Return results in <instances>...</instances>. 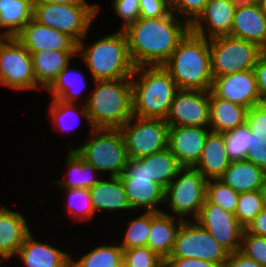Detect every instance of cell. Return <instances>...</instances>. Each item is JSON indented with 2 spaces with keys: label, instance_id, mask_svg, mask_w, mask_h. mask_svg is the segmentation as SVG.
I'll return each instance as SVG.
<instances>
[{
  "label": "cell",
  "instance_id": "cell-1",
  "mask_svg": "<svg viewBox=\"0 0 266 267\" xmlns=\"http://www.w3.org/2000/svg\"><path fill=\"white\" fill-rule=\"evenodd\" d=\"M171 11L157 19L138 18L123 31L128 40L132 63L137 66H163L181 40L191 30L186 21L181 23Z\"/></svg>",
  "mask_w": 266,
  "mask_h": 267
},
{
  "label": "cell",
  "instance_id": "cell-2",
  "mask_svg": "<svg viewBox=\"0 0 266 267\" xmlns=\"http://www.w3.org/2000/svg\"><path fill=\"white\" fill-rule=\"evenodd\" d=\"M96 89L87 98L81 115L92 128L120 129L133 116L131 78L95 80Z\"/></svg>",
  "mask_w": 266,
  "mask_h": 267
},
{
  "label": "cell",
  "instance_id": "cell-3",
  "mask_svg": "<svg viewBox=\"0 0 266 267\" xmlns=\"http://www.w3.org/2000/svg\"><path fill=\"white\" fill-rule=\"evenodd\" d=\"M163 67L179 89L210 91L213 75L208 38L190 30Z\"/></svg>",
  "mask_w": 266,
  "mask_h": 267
},
{
  "label": "cell",
  "instance_id": "cell-4",
  "mask_svg": "<svg viewBox=\"0 0 266 267\" xmlns=\"http://www.w3.org/2000/svg\"><path fill=\"white\" fill-rule=\"evenodd\" d=\"M145 68L135 67L131 76L133 116L165 120L179 87L163 66ZM136 74L138 82L133 80Z\"/></svg>",
  "mask_w": 266,
  "mask_h": 267
},
{
  "label": "cell",
  "instance_id": "cell-5",
  "mask_svg": "<svg viewBox=\"0 0 266 267\" xmlns=\"http://www.w3.org/2000/svg\"><path fill=\"white\" fill-rule=\"evenodd\" d=\"M77 52L87 63L94 80L131 78L135 69L128 51V40L122 29L102 37L87 48L82 41L79 42Z\"/></svg>",
  "mask_w": 266,
  "mask_h": 267
},
{
  "label": "cell",
  "instance_id": "cell-6",
  "mask_svg": "<svg viewBox=\"0 0 266 267\" xmlns=\"http://www.w3.org/2000/svg\"><path fill=\"white\" fill-rule=\"evenodd\" d=\"M91 140L74 149L97 171H109L110 177H119L127 164L126 145L120 129L92 128Z\"/></svg>",
  "mask_w": 266,
  "mask_h": 267
},
{
  "label": "cell",
  "instance_id": "cell-7",
  "mask_svg": "<svg viewBox=\"0 0 266 267\" xmlns=\"http://www.w3.org/2000/svg\"><path fill=\"white\" fill-rule=\"evenodd\" d=\"M98 5L33 3V19L67 34L77 44L86 37Z\"/></svg>",
  "mask_w": 266,
  "mask_h": 267
},
{
  "label": "cell",
  "instance_id": "cell-8",
  "mask_svg": "<svg viewBox=\"0 0 266 267\" xmlns=\"http://www.w3.org/2000/svg\"><path fill=\"white\" fill-rule=\"evenodd\" d=\"M213 77L253 69L264 52L256 43L232 36H219L209 40Z\"/></svg>",
  "mask_w": 266,
  "mask_h": 267
},
{
  "label": "cell",
  "instance_id": "cell-9",
  "mask_svg": "<svg viewBox=\"0 0 266 267\" xmlns=\"http://www.w3.org/2000/svg\"><path fill=\"white\" fill-rule=\"evenodd\" d=\"M228 255L229 252L198 222L187 220L181 223L168 258L200 259L221 267Z\"/></svg>",
  "mask_w": 266,
  "mask_h": 267
},
{
  "label": "cell",
  "instance_id": "cell-10",
  "mask_svg": "<svg viewBox=\"0 0 266 267\" xmlns=\"http://www.w3.org/2000/svg\"><path fill=\"white\" fill-rule=\"evenodd\" d=\"M132 120L135 122L134 125ZM120 131L128 159H139L168 147L169 125L164 119L132 116Z\"/></svg>",
  "mask_w": 266,
  "mask_h": 267
},
{
  "label": "cell",
  "instance_id": "cell-11",
  "mask_svg": "<svg viewBox=\"0 0 266 267\" xmlns=\"http://www.w3.org/2000/svg\"><path fill=\"white\" fill-rule=\"evenodd\" d=\"M206 183L207 180L197 169L182 167L165 188L164 203L170 200L173 213L178 216L193 213L196 219L205 201Z\"/></svg>",
  "mask_w": 266,
  "mask_h": 267
},
{
  "label": "cell",
  "instance_id": "cell-12",
  "mask_svg": "<svg viewBox=\"0 0 266 267\" xmlns=\"http://www.w3.org/2000/svg\"><path fill=\"white\" fill-rule=\"evenodd\" d=\"M0 84L13 89H37L30 52L15 38L0 40Z\"/></svg>",
  "mask_w": 266,
  "mask_h": 267
},
{
  "label": "cell",
  "instance_id": "cell-13",
  "mask_svg": "<svg viewBox=\"0 0 266 267\" xmlns=\"http://www.w3.org/2000/svg\"><path fill=\"white\" fill-rule=\"evenodd\" d=\"M132 209L145 207L146 212H161L156 206L164 202L165 189L146 174V165L139 159H128L119 176Z\"/></svg>",
  "mask_w": 266,
  "mask_h": 267
},
{
  "label": "cell",
  "instance_id": "cell-14",
  "mask_svg": "<svg viewBox=\"0 0 266 267\" xmlns=\"http://www.w3.org/2000/svg\"><path fill=\"white\" fill-rule=\"evenodd\" d=\"M210 91L179 89L165 119L169 126L209 127Z\"/></svg>",
  "mask_w": 266,
  "mask_h": 267
},
{
  "label": "cell",
  "instance_id": "cell-15",
  "mask_svg": "<svg viewBox=\"0 0 266 267\" xmlns=\"http://www.w3.org/2000/svg\"><path fill=\"white\" fill-rule=\"evenodd\" d=\"M229 253L240 251L241 236L244 228L235 214L225 211L206 199L195 219Z\"/></svg>",
  "mask_w": 266,
  "mask_h": 267
},
{
  "label": "cell",
  "instance_id": "cell-16",
  "mask_svg": "<svg viewBox=\"0 0 266 267\" xmlns=\"http://www.w3.org/2000/svg\"><path fill=\"white\" fill-rule=\"evenodd\" d=\"M211 91L222 99L246 107L260 104V95L253 69L213 77Z\"/></svg>",
  "mask_w": 266,
  "mask_h": 267
},
{
  "label": "cell",
  "instance_id": "cell-17",
  "mask_svg": "<svg viewBox=\"0 0 266 267\" xmlns=\"http://www.w3.org/2000/svg\"><path fill=\"white\" fill-rule=\"evenodd\" d=\"M208 133L205 127L169 126L168 148L182 167L197 164Z\"/></svg>",
  "mask_w": 266,
  "mask_h": 267
},
{
  "label": "cell",
  "instance_id": "cell-18",
  "mask_svg": "<svg viewBox=\"0 0 266 267\" xmlns=\"http://www.w3.org/2000/svg\"><path fill=\"white\" fill-rule=\"evenodd\" d=\"M15 38L29 52L77 50V43L67 34L40 24L33 18Z\"/></svg>",
  "mask_w": 266,
  "mask_h": 267
},
{
  "label": "cell",
  "instance_id": "cell-19",
  "mask_svg": "<svg viewBox=\"0 0 266 267\" xmlns=\"http://www.w3.org/2000/svg\"><path fill=\"white\" fill-rule=\"evenodd\" d=\"M237 3V0H209L203 12L190 25L191 31L207 38L202 25L205 21L208 23L209 39L230 35Z\"/></svg>",
  "mask_w": 266,
  "mask_h": 267
},
{
  "label": "cell",
  "instance_id": "cell-20",
  "mask_svg": "<svg viewBox=\"0 0 266 267\" xmlns=\"http://www.w3.org/2000/svg\"><path fill=\"white\" fill-rule=\"evenodd\" d=\"M266 51V13L260 5L237 3L230 35Z\"/></svg>",
  "mask_w": 266,
  "mask_h": 267
},
{
  "label": "cell",
  "instance_id": "cell-21",
  "mask_svg": "<svg viewBox=\"0 0 266 267\" xmlns=\"http://www.w3.org/2000/svg\"><path fill=\"white\" fill-rule=\"evenodd\" d=\"M231 163L228 158L223 133L209 130L202 154L194 166L206 180L219 179ZM208 177V178H207Z\"/></svg>",
  "mask_w": 266,
  "mask_h": 267
},
{
  "label": "cell",
  "instance_id": "cell-22",
  "mask_svg": "<svg viewBox=\"0 0 266 267\" xmlns=\"http://www.w3.org/2000/svg\"><path fill=\"white\" fill-rule=\"evenodd\" d=\"M26 220L18 212L0 208V256L9 259L16 255L30 233Z\"/></svg>",
  "mask_w": 266,
  "mask_h": 267
},
{
  "label": "cell",
  "instance_id": "cell-23",
  "mask_svg": "<svg viewBox=\"0 0 266 267\" xmlns=\"http://www.w3.org/2000/svg\"><path fill=\"white\" fill-rule=\"evenodd\" d=\"M183 218H180L178 227L175 218L161 212H150V233L147 246L160 258L165 260L173 250L176 234L180 228Z\"/></svg>",
  "mask_w": 266,
  "mask_h": 267
},
{
  "label": "cell",
  "instance_id": "cell-24",
  "mask_svg": "<svg viewBox=\"0 0 266 267\" xmlns=\"http://www.w3.org/2000/svg\"><path fill=\"white\" fill-rule=\"evenodd\" d=\"M26 267H70V255L48 244L37 242L31 232L17 252Z\"/></svg>",
  "mask_w": 266,
  "mask_h": 267
},
{
  "label": "cell",
  "instance_id": "cell-25",
  "mask_svg": "<svg viewBox=\"0 0 266 267\" xmlns=\"http://www.w3.org/2000/svg\"><path fill=\"white\" fill-rule=\"evenodd\" d=\"M36 85L47 89L69 64L77 50H46L30 52Z\"/></svg>",
  "mask_w": 266,
  "mask_h": 267
},
{
  "label": "cell",
  "instance_id": "cell-26",
  "mask_svg": "<svg viewBox=\"0 0 266 267\" xmlns=\"http://www.w3.org/2000/svg\"><path fill=\"white\" fill-rule=\"evenodd\" d=\"M209 110L210 131L216 133H224L244 125L248 111L242 105L217 97L211 90Z\"/></svg>",
  "mask_w": 266,
  "mask_h": 267
},
{
  "label": "cell",
  "instance_id": "cell-27",
  "mask_svg": "<svg viewBox=\"0 0 266 267\" xmlns=\"http://www.w3.org/2000/svg\"><path fill=\"white\" fill-rule=\"evenodd\" d=\"M263 173V169L247 160L232 161L219 180L240 194L260 190Z\"/></svg>",
  "mask_w": 266,
  "mask_h": 267
},
{
  "label": "cell",
  "instance_id": "cell-28",
  "mask_svg": "<svg viewBox=\"0 0 266 267\" xmlns=\"http://www.w3.org/2000/svg\"><path fill=\"white\" fill-rule=\"evenodd\" d=\"M89 192L94 211L132 209L120 177H110V181L100 180Z\"/></svg>",
  "mask_w": 266,
  "mask_h": 267
},
{
  "label": "cell",
  "instance_id": "cell-29",
  "mask_svg": "<svg viewBox=\"0 0 266 267\" xmlns=\"http://www.w3.org/2000/svg\"><path fill=\"white\" fill-rule=\"evenodd\" d=\"M33 18V0H0L2 37H15Z\"/></svg>",
  "mask_w": 266,
  "mask_h": 267
},
{
  "label": "cell",
  "instance_id": "cell-30",
  "mask_svg": "<svg viewBox=\"0 0 266 267\" xmlns=\"http://www.w3.org/2000/svg\"><path fill=\"white\" fill-rule=\"evenodd\" d=\"M139 160L142 165H146V174L149 178L161 185L164 189L182 168L168 147L149 156L139 158Z\"/></svg>",
  "mask_w": 266,
  "mask_h": 267
},
{
  "label": "cell",
  "instance_id": "cell-31",
  "mask_svg": "<svg viewBox=\"0 0 266 267\" xmlns=\"http://www.w3.org/2000/svg\"><path fill=\"white\" fill-rule=\"evenodd\" d=\"M70 267H123V249L117 245L99 246L78 261L70 257Z\"/></svg>",
  "mask_w": 266,
  "mask_h": 267
},
{
  "label": "cell",
  "instance_id": "cell-32",
  "mask_svg": "<svg viewBox=\"0 0 266 267\" xmlns=\"http://www.w3.org/2000/svg\"><path fill=\"white\" fill-rule=\"evenodd\" d=\"M66 163L69 169L68 175L69 176L71 175V177L73 176L72 177L73 179L69 178L70 180L67 181H58L57 182L58 184H61V186L63 185L62 188L65 187V189H72V188L90 189L100 181V179L93 178L92 175L91 177L89 176L90 172H95L97 170L92 165L86 163L76 153L74 149H71V151L68 153V157L66 158ZM77 174L78 177H76Z\"/></svg>",
  "mask_w": 266,
  "mask_h": 267
},
{
  "label": "cell",
  "instance_id": "cell-33",
  "mask_svg": "<svg viewBox=\"0 0 266 267\" xmlns=\"http://www.w3.org/2000/svg\"><path fill=\"white\" fill-rule=\"evenodd\" d=\"M223 137L230 161L246 160L253 137L246 123L233 130L224 132Z\"/></svg>",
  "mask_w": 266,
  "mask_h": 267
},
{
  "label": "cell",
  "instance_id": "cell-34",
  "mask_svg": "<svg viewBox=\"0 0 266 267\" xmlns=\"http://www.w3.org/2000/svg\"><path fill=\"white\" fill-rule=\"evenodd\" d=\"M205 199L225 211L235 214L239 193L219 179H209L206 183Z\"/></svg>",
  "mask_w": 266,
  "mask_h": 267
},
{
  "label": "cell",
  "instance_id": "cell-35",
  "mask_svg": "<svg viewBox=\"0 0 266 267\" xmlns=\"http://www.w3.org/2000/svg\"><path fill=\"white\" fill-rule=\"evenodd\" d=\"M72 73V71H69L68 64L65 69L57 76L54 82L47 88V90L52 93L53 99H59L67 103H74V100H76L79 94H81V88H83L84 86H80L84 83V80L80 82L81 84L78 83L79 88L75 87L76 89H74L73 84L76 86L77 82L74 83L76 81V77L73 79L71 75ZM74 74H76V76L79 75L81 79H84V76L82 74L78 72H74Z\"/></svg>",
  "mask_w": 266,
  "mask_h": 267
},
{
  "label": "cell",
  "instance_id": "cell-36",
  "mask_svg": "<svg viewBox=\"0 0 266 267\" xmlns=\"http://www.w3.org/2000/svg\"><path fill=\"white\" fill-rule=\"evenodd\" d=\"M150 233V212H145L138 218L133 219L128 226L123 243V250L135 247L147 246Z\"/></svg>",
  "mask_w": 266,
  "mask_h": 267
},
{
  "label": "cell",
  "instance_id": "cell-37",
  "mask_svg": "<svg viewBox=\"0 0 266 267\" xmlns=\"http://www.w3.org/2000/svg\"><path fill=\"white\" fill-rule=\"evenodd\" d=\"M262 209L260 190L240 193L235 216L239 224L245 229Z\"/></svg>",
  "mask_w": 266,
  "mask_h": 267
},
{
  "label": "cell",
  "instance_id": "cell-38",
  "mask_svg": "<svg viewBox=\"0 0 266 267\" xmlns=\"http://www.w3.org/2000/svg\"><path fill=\"white\" fill-rule=\"evenodd\" d=\"M123 267H164V260L148 246L123 250Z\"/></svg>",
  "mask_w": 266,
  "mask_h": 267
},
{
  "label": "cell",
  "instance_id": "cell-39",
  "mask_svg": "<svg viewBox=\"0 0 266 267\" xmlns=\"http://www.w3.org/2000/svg\"><path fill=\"white\" fill-rule=\"evenodd\" d=\"M240 252L266 267V237L247 233L243 230Z\"/></svg>",
  "mask_w": 266,
  "mask_h": 267
},
{
  "label": "cell",
  "instance_id": "cell-40",
  "mask_svg": "<svg viewBox=\"0 0 266 267\" xmlns=\"http://www.w3.org/2000/svg\"><path fill=\"white\" fill-rule=\"evenodd\" d=\"M66 190H67L66 193H68L69 197L68 205L70 213H72V215L75 217L82 216L84 219L91 218L94 215L95 211L92 207V200L89 189L72 188ZM77 200L78 201L80 200L79 201L80 204H77L78 203Z\"/></svg>",
  "mask_w": 266,
  "mask_h": 267
},
{
  "label": "cell",
  "instance_id": "cell-41",
  "mask_svg": "<svg viewBox=\"0 0 266 267\" xmlns=\"http://www.w3.org/2000/svg\"><path fill=\"white\" fill-rule=\"evenodd\" d=\"M246 125L254 135V139L266 140V105L251 107L246 114Z\"/></svg>",
  "mask_w": 266,
  "mask_h": 267
},
{
  "label": "cell",
  "instance_id": "cell-42",
  "mask_svg": "<svg viewBox=\"0 0 266 267\" xmlns=\"http://www.w3.org/2000/svg\"><path fill=\"white\" fill-rule=\"evenodd\" d=\"M209 0H168L169 7L173 13L185 14L190 17L187 22L191 25L203 12Z\"/></svg>",
  "mask_w": 266,
  "mask_h": 267
},
{
  "label": "cell",
  "instance_id": "cell-43",
  "mask_svg": "<svg viewBox=\"0 0 266 267\" xmlns=\"http://www.w3.org/2000/svg\"><path fill=\"white\" fill-rule=\"evenodd\" d=\"M113 9L124 20L122 30L140 17L139 0H113Z\"/></svg>",
  "mask_w": 266,
  "mask_h": 267
},
{
  "label": "cell",
  "instance_id": "cell-44",
  "mask_svg": "<svg viewBox=\"0 0 266 267\" xmlns=\"http://www.w3.org/2000/svg\"><path fill=\"white\" fill-rule=\"evenodd\" d=\"M77 108L75 107L74 103H67L59 99H53L51 105H50V115L52 116L53 123H57L59 127H61V130L66 131H73V128H69L68 122L66 121L67 115L72 112V114L77 113L75 110ZM71 114V115H72ZM70 121V120H69ZM59 123V124H58Z\"/></svg>",
  "mask_w": 266,
  "mask_h": 267
},
{
  "label": "cell",
  "instance_id": "cell-45",
  "mask_svg": "<svg viewBox=\"0 0 266 267\" xmlns=\"http://www.w3.org/2000/svg\"><path fill=\"white\" fill-rule=\"evenodd\" d=\"M139 6L140 18L157 19L171 12L168 0H139Z\"/></svg>",
  "mask_w": 266,
  "mask_h": 267
},
{
  "label": "cell",
  "instance_id": "cell-46",
  "mask_svg": "<svg viewBox=\"0 0 266 267\" xmlns=\"http://www.w3.org/2000/svg\"><path fill=\"white\" fill-rule=\"evenodd\" d=\"M246 160L260 167L266 169V140L254 139L252 137L251 147L249 148Z\"/></svg>",
  "mask_w": 266,
  "mask_h": 267
},
{
  "label": "cell",
  "instance_id": "cell-47",
  "mask_svg": "<svg viewBox=\"0 0 266 267\" xmlns=\"http://www.w3.org/2000/svg\"><path fill=\"white\" fill-rule=\"evenodd\" d=\"M260 95V104L266 103V51L258 58L253 68Z\"/></svg>",
  "mask_w": 266,
  "mask_h": 267
},
{
  "label": "cell",
  "instance_id": "cell-48",
  "mask_svg": "<svg viewBox=\"0 0 266 267\" xmlns=\"http://www.w3.org/2000/svg\"><path fill=\"white\" fill-rule=\"evenodd\" d=\"M164 267H219L218 265L192 258H166L164 260Z\"/></svg>",
  "mask_w": 266,
  "mask_h": 267
},
{
  "label": "cell",
  "instance_id": "cell-49",
  "mask_svg": "<svg viewBox=\"0 0 266 267\" xmlns=\"http://www.w3.org/2000/svg\"><path fill=\"white\" fill-rule=\"evenodd\" d=\"M221 267H262L255 260L245 256L240 251L229 253Z\"/></svg>",
  "mask_w": 266,
  "mask_h": 267
},
{
  "label": "cell",
  "instance_id": "cell-50",
  "mask_svg": "<svg viewBox=\"0 0 266 267\" xmlns=\"http://www.w3.org/2000/svg\"><path fill=\"white\" fill-rule=\"evenodd\" d=\"M244 230L247 233L266 237V209H262Z\"/></svg>",
  "mask_w": 266,
  "mask_h": 267
},
{
  "label": "cell",
  "instance_id": "cell-51",
  "mask_svg": "<svg viewBox=\"0 0 266 267\" xmlns=\"http://www.w3.org/2000/svg\"><path fill=\"white\" fill-rule=\"evenodd\" d=\"M33 3L51 4H88L86 0H33Z\"/></svg>",
  "mask_w": 266,
  "mask_h": 267
},
{
  "label": "cell",
  "instance_id": "cell-52",
  "mask_svg": "<svg viewBox=\"0 0 266 267\" xmlns=\"http://www.w3.org/2000/svg\"><path fill=\"white\" fill-rule=\"evenodd\" d=\"M238 3L250 4V5H260L262 0H237Z\"/></svg>",
  "mask_w": 266,
  "mask_h": 267
},
{
  "label": "cell",
  "instance_id": "cell-53",
  "mask_svg": "<svg viewBox=\"0 0 266 267\" xmlns=\"http://www.w3.org/2000/svg\"><path fill=\"white\" fill-rule=\"evenodd\" d=\"M261 197H262V206L263 209H266V188H261L260 189Z\"/></svg>",
  "mask_w": 266,
  "mask_h": 267
},
{
  "label": "cell",
  "instance_id": "cell-54",
  "mask_svg": "<svg viewBox=\"0 0 266 267\" xmlns=\"http://www.w3.org/2000/svg\"><path fill=\"white\" fill-rule=\"evenodd\" d=\"M260 6L263 9V11L266 13V0H262Z\"/></svg>",
  "mask_w": 266,
  "mask_h": 267
},
{
  "label": "cell",
  "instance_id": "cell-55",
  "mask_svg": "<svg viewBox=\"0 0 266 267\" xmlns=\"http://www.w3.org/2000/svg\"><path fill=\"white\" fill-rule=\"evenodd\" d=\"M263 188H266V169L264 170V173H263Z\"/></svg>",
  "mask_w": 266,
  "mask_h": 267
}]
</instances>
